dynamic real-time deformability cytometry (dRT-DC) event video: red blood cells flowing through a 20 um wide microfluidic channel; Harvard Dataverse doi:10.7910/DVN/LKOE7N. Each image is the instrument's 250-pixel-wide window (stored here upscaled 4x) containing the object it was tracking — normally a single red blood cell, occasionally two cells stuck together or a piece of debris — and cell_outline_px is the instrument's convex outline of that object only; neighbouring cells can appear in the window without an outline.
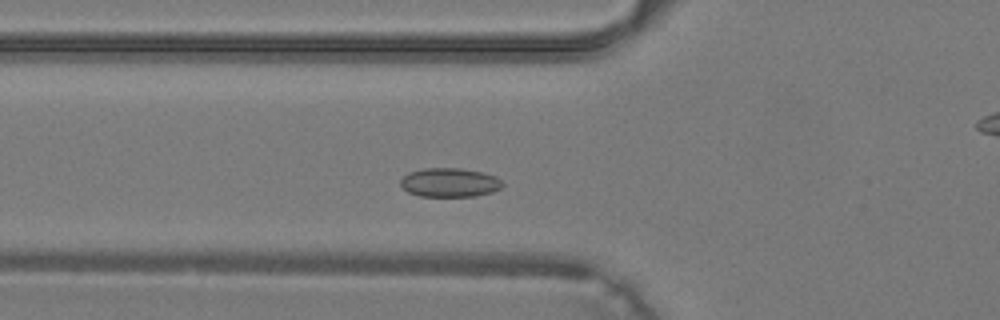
{"species": "common noctule bat (a hibernating species)", "species_latin": "Nyctalus noctula", "temperature_condition": "warm", "stored_images_in_passage": 37, "camera_frame_rate_fps": 3000, "um_per_image_px": 0.085, "animal": {"sex": "male", "body_mass_g": 19.2, "forearm_length_mm": 51.8}, "frame": {"image": 1, "passage_image": 10, "time_ms": 3.0, "image_size_px": [1000, 320], "cell_outline_px": [[504, 184], [500, 188], [492, 192], [476, 196], [420, 196], [408, 192], [400, 184], [400, 180], [408, 172], [424, 168], [460, 168], [484, 172], [496, 176]], "centroid_in_image_um": [38.23, 15.5], "position_along_channel_um": 87.6, "area_um2": 17.28}}
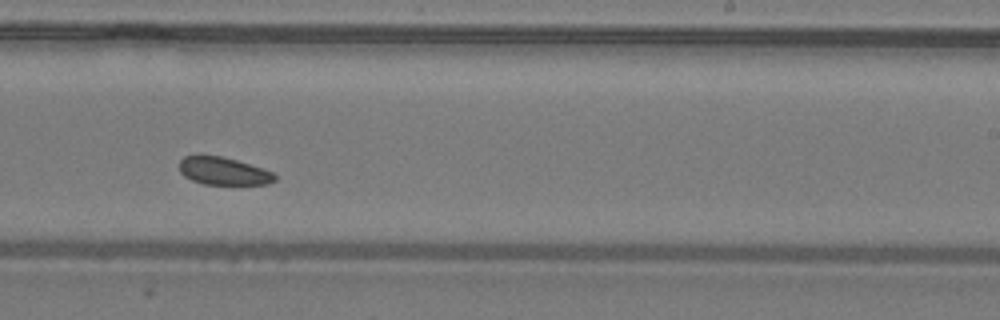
{"frame": {"image": 2, "passage_image": 21, "time_ms": 6.667, "image_size_px": [1000, 320], "cell_outline_px": [[276, 180], [268, 184], [204, 184], [192, 180], [184, 176], [180, 172], [180, 160], [184, 156], [196, 152], [220, 156], [236, 160], [272, 172], [276, 176]], "centroid_in_image_um": [18.91, 14.5], "position_along_channel_um": 270.1, "area_um2": 15.61}}
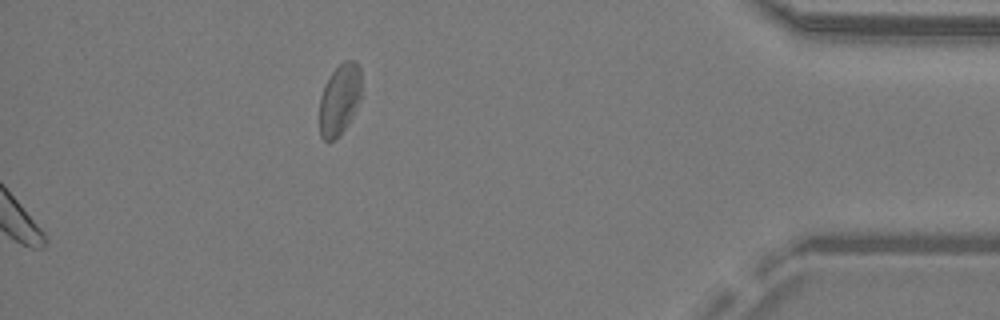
{"frame": {"image": 3, "passage_image": 37, "time_ms": 12.0, "image_size_px": [1000, 320], "cell_outline_px": [[360, 96], [352, 116], [340, 136], [336, 140], [324, 140], [320, 136], [320, 96], [324, 84], [328, 76], [344, 60], [356, 60], [360, 68]], "centroid_in_image_um": [28.84, 8.44], "position_along_channel_um": 406.4, "area_um2": 17.34}}